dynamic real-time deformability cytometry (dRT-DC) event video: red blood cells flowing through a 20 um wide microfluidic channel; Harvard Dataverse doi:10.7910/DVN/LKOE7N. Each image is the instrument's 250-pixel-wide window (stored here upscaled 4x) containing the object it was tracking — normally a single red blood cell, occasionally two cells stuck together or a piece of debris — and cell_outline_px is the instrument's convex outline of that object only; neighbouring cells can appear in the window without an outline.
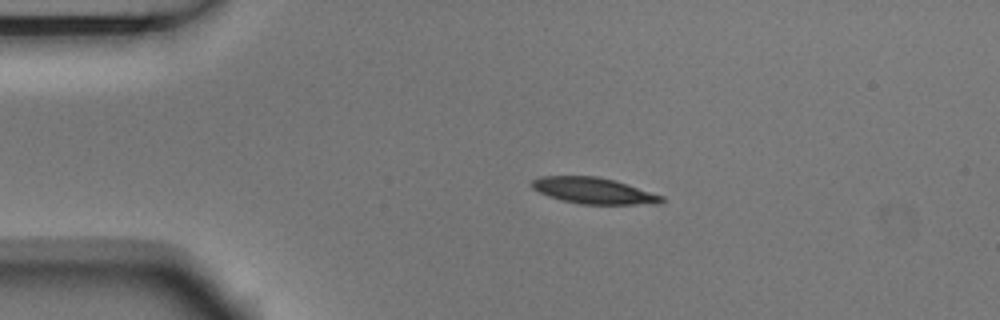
{"species": "Egyptian fruit bat (a non-hibernating species)", "species_latin": "Rousettus aegyptiacus", "temperature_condition": "room temperature", "stored_images_in_passage": 4, "camera_frame_rate_fps": 3000, "um_per_image_px": 0.085, "animal": {"sex": "male"}, "frame": {"image": 1, "passage_image": 3, "time_ms": 0.667, "image_size_px": [1000, 320], "cell_outline_px": [[664, 200], [660, 204], [580, 204], [560, 200], [548, 196], [532, 188], [532, 180], [540, 176], [596, 176], [612, 180], [664, 196]], "centroid_in_image_um": [50.44, 16.22], "position_along_channel_um": 34.6, "area_um2": 19.59}}